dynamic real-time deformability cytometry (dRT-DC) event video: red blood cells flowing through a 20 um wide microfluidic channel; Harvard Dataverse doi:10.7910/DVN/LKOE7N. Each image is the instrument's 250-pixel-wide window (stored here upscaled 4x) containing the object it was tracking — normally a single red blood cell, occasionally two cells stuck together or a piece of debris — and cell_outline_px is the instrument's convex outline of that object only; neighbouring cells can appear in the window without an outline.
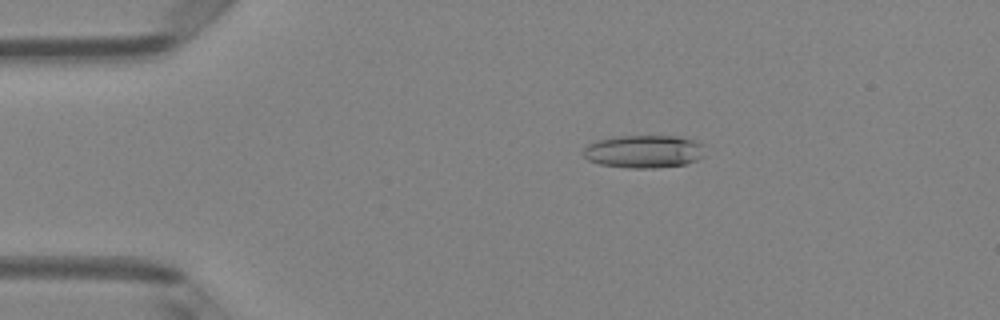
{"species": "Egyptian fruit bat (a non-hibernating species)", "species_latin": "Rousettus aegyptiacus", "temperature_condition": "room temperature", "stored_images_in_passage": 50, "camera_frame_rate_fps": 3000, "um_per_image_px": 0.085, "animal": {"sex": "female"}, "frame": {"image": 1, "passage_image": 10, "time_ms": 3.0, "image_size_px": [1000, 320], "cell_outline_px": [[704, 156], [696, 160], [684, 164], [656, 168], [628, 168], [600, 164], [588, 160], [584, 156], [584, 148], [588, 144], [596, 140], [620, 136], [680, 136], [696, 140], [704, 144]], "centroid_in_image_um": [54.76, 12.87], "position_along_channel_um": 30.2, "area_um2": 23.47}}
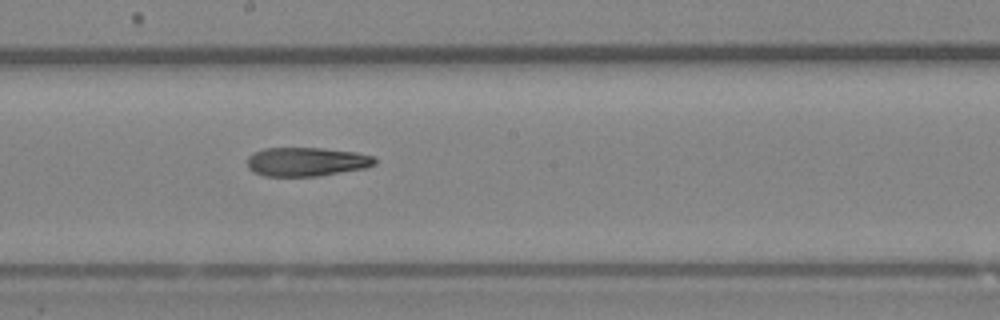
{"frame": {"image": 2, "passage_image": 28, "time_ms": 9.0, "image_size_px": [1000, 320], "cell_outline_px": [[376, 164], [364, 168], [316, 176], [264, 176], [252, 172], [248, 168], [248, 156], [252, 152], [264, 148], [324, 148], [356, 152], [376, 156]], "centroid_in_image_um": [26.04, 13.74], "position_along_channel_um": 222.2, "area_um2": 21.62}}
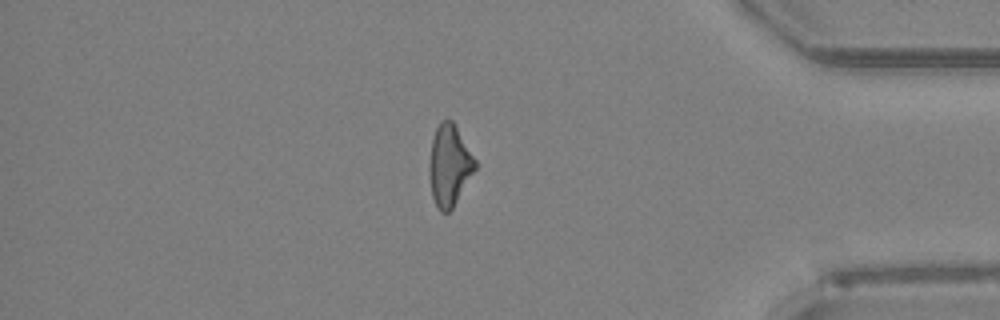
{"frame": {"image": 3, "passage_image": 43, "time_ms": 14.0, "image_size_px": [1000, 320], "cell_outline_px": [[476, 168], [452, 208], [448, 212], [440, 212], [432, 196], [428, 172], [428, 164], [432, 140], [436, 128], [440, 120], [452, 120], [476, 160]], "centroid_in_image_um": [38.17, 14.05], "position_along_channel_um": 397.0, "area_um2": 21.5}, "authors_computed_cell_mechanics": {"area_um2": 22.8021, "velocity_mm_per_s": 4.0882, "shape_relaxation_time_tau1_ms": null, "shape_relaxation_time_tau2_ms": 10.5791, "deformation_change_tau1": null, "deformation_change_tau2": 0.2847}}